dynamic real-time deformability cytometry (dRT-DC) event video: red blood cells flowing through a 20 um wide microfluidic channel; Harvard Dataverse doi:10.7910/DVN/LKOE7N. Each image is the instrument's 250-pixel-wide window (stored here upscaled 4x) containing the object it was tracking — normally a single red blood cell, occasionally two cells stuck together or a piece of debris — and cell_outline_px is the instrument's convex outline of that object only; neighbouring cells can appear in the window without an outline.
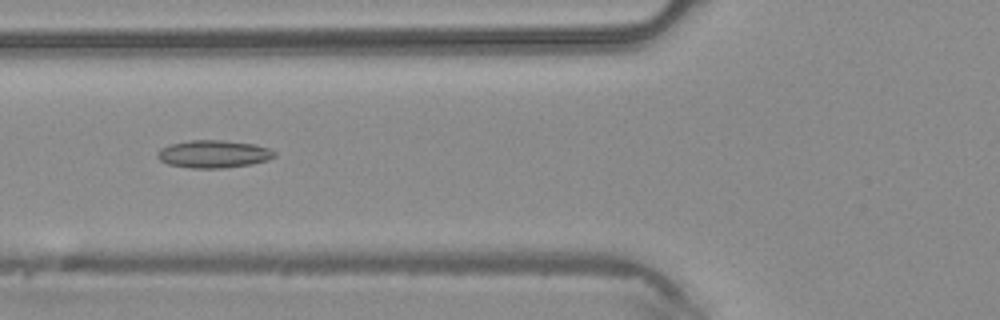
{"species": "common noctule bat (a hibernating species)", "species_latin": "Nyctalus noctula", "temperature_condition": "warm", "stored_images_in_passage": 3, "camera_frame_rate_fps": 3000, "um_per_image_px": 0.085, "animal": {"sex": "male", "body_mass_g": 20.4}, "frame": {"image": 1, "passage_image": 3, "time_ms": 0.667, "image_size_px": [1000, 320], "cell_outline_px": [[276, 156], [268, 160], [252, 164], [224, 168], [192, 168], [168, 164], [160, 160], [156, 156], [156, 152], [160, 148], [172, 144], [192, 140], [220, 140], [256, 144], [268, 148], [276, 152]], "centroid_in_image_um": [18.17, 13.09], "position_along_channel_um": 107.6, "area_um2": 18.9}}